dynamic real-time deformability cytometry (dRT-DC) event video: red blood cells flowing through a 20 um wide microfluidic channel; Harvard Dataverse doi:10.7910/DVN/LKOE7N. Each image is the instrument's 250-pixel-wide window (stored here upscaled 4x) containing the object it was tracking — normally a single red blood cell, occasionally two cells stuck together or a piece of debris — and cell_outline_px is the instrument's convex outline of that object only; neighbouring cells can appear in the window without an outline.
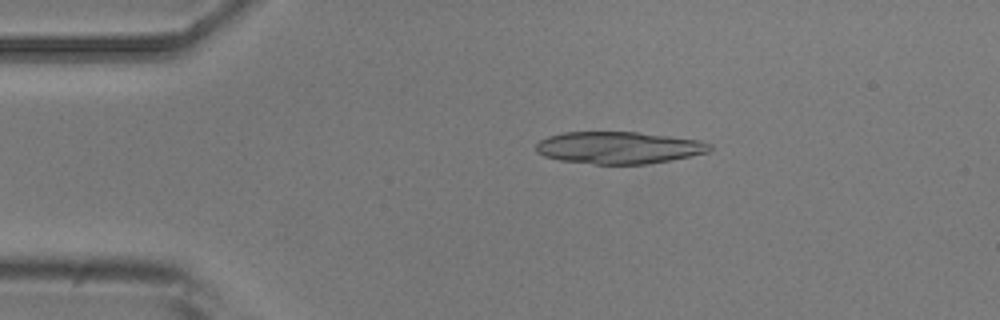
{"species": "common noctule bat (a hibernating species)", "species_latin": "Nyctalus noctula", "temperature_condition": "room temperature", "stored_images_in_passage": 7, "camera_frame_rate_fps": 3000, "um_per_image_px": 0.085, "animal": {"sex": "male", "body_mass_g": 20.5, "forearm_length_mm": 52.5}, "frame": {"image": 1, "passage_image": 3, "time_ms": 3.0, "image_size_px": [1000, 320], "cell_outline_px": [[712, 148], [708, 152], [672, 160], [648, 164], [596, 164], [560, 160], [544, 156], [536, 152], [536, 144], [540, 140], [548, 136], [564, 132], [640, 132], [700, 140], [712, 144]], "centroid_in_image_um": [52.61, 12.55], "position_along_channel_um": 32.4, "area_um2": 32.6}}
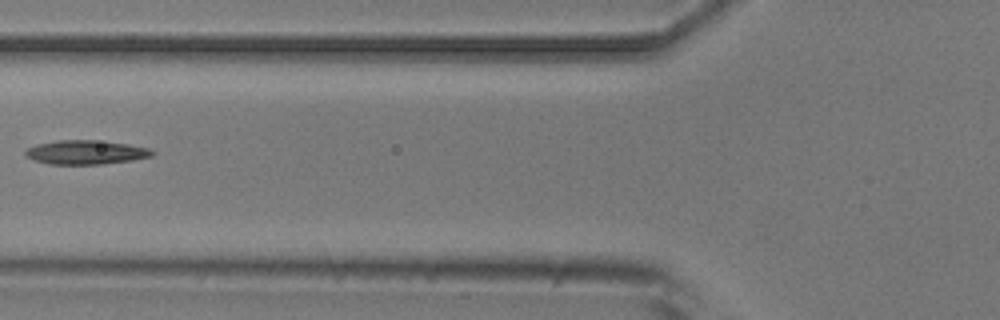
{"frame": {"image": 2, "passage_image": 6, "time_ms": 6.667, "image_size_px": [1000, 320], "cell_outline_px": [[156, 152], [152, 156], [132, 160], [104, 164], [48, 164], [24, 156], [24, 152], [28, 148], [36, 144], [56, 140], [92, 140], [128, 144], [148, 148]], "centroid_in_image_um": [7.28, 12.94], "position_along_channel_um": 118.5, "area_um2": 17.74}}
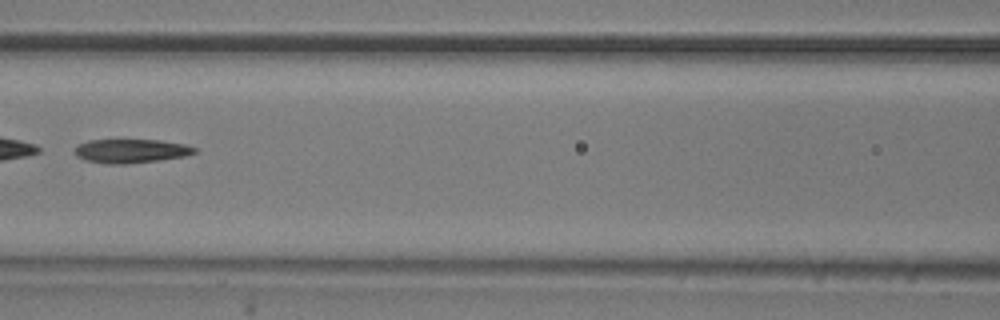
{"frame": {"image": 3, "passage_image": 7, "time_ms": 7.667, "image_size_px": [1000, 320], "cell_outline_px": [[196, 152], [184, 156], [160, 160], [128, 164], [104, 164], [84, 160], [76, 156], [72, 152], [76, 144], [88, 140], [160, 140], [184, 144], [196, 148]], "centroid_in_image_um": [11.04, 12.84], "position_along_channel_um": 155.6, "area_um2": 16.94}}